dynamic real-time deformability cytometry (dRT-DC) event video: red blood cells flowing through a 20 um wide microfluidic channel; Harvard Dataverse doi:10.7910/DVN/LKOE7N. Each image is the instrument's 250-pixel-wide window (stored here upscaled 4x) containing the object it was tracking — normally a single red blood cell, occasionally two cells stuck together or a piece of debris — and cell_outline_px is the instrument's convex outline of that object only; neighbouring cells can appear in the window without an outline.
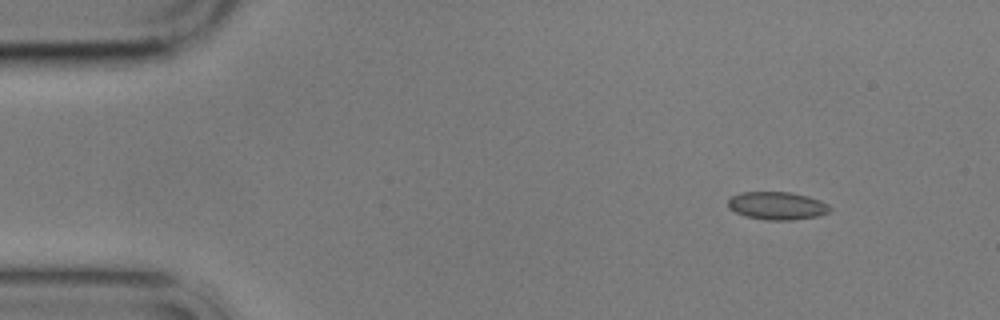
{"species": "common noctule bat (a hibernating species)", "species_latin": "Nyctalus noctula", "temperature_condition": "cold", "stored_images_in_passage": 5, "camera_frame_rate_fps": 3000, "um_per_image_px": 0.085, "animal": {"sex": "male", "body_mass_g": 17.9}, "frame": {"image": 1, "passage_image": 1, "time_ms": 0.0, "image_size_px": [1000, 320], "cell_outline_px": [[832, 208], [828, 212], [816, 216], [792, 220], [764, 220], [744, 216], [728, 208], [728, 200], [732, 196], [740, 192], [788, 192], [808, 196], [820, 200], [828, 204]], "centroid_in_image_um": [66.03, 17.49], "position_along_channel_um": 19.0, "area_um2": 16.59}}
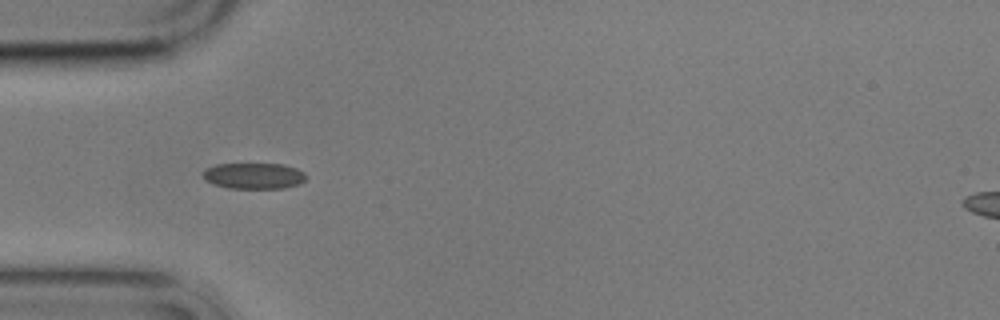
{"frame": {"image": 2, "passage_image": 4, "time_ms": 3.667, "image_size_px": [1000, 320], "cell_outline_px": [[308, 176], [300, 184], [284, 188], [228, 188], [204, 180], [204, 172], [208, 168], [216, 164], [284, 164], [296, 168], [304, 172]], "centroid_in_image_um": [21.63, 14.94], "position_along_channel_um": 63.4, "area_um2": 15.55}}
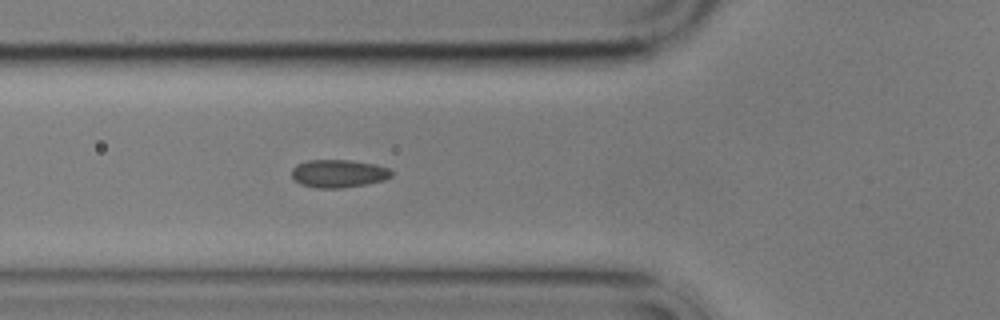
{"frame": {"image": 3, "passage_image": 5, "time_ms": 4.667, "image_size_px": [1000, 320], "cell_outline_px": [[392, 176], [384, 180], [364, 184], [340, 188], [316, 188], [300, 184], [292, 176], [292, 168], [296, 164], [308, 160], [348, 160], [376, 164], [388, 168], [392, 172]], "centroid_in_image_um": [28.76, 14.74], "position_along_channel_um": 97.0, "area_um2": 16.18}}